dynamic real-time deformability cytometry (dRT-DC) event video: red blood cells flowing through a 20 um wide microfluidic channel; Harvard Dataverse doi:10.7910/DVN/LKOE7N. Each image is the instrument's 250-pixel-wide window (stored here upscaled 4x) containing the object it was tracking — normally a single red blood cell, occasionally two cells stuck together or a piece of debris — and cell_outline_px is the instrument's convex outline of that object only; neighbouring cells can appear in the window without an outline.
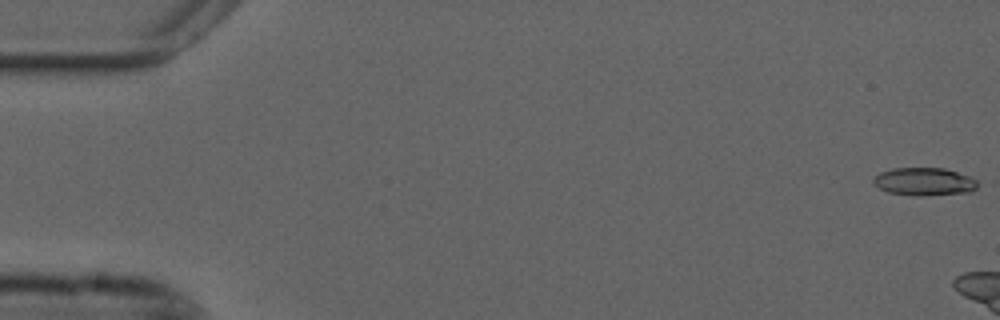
{"species": "common noctule bat (a hibernating species)", "species_latin": "Nyctalus noctula", "temperature_condition": "cold", "stored_images_in_passage": 11, "camera_frame_rate_fps": 3000, "um_per_image_px": 0.085, "animal": {"sex": "male", "forearm_length_mm": 52.5}, "frame": {"image": 1, "passage_image": 1, "time_ms": 0.0, "image_size_px": [1000, 320], "cell_outline_px": [[984, 184], [968, 192], [920, 196], [916, 196], [888, 192], [872, 184], [872, 180], [880, 172], [892, 168], [944, 168], [972, 176], [980, 180]], "centroid_in_image_um": [78.63, 15.43], "position_along_channel_um": 6.4, "area_um2": 17.28}}